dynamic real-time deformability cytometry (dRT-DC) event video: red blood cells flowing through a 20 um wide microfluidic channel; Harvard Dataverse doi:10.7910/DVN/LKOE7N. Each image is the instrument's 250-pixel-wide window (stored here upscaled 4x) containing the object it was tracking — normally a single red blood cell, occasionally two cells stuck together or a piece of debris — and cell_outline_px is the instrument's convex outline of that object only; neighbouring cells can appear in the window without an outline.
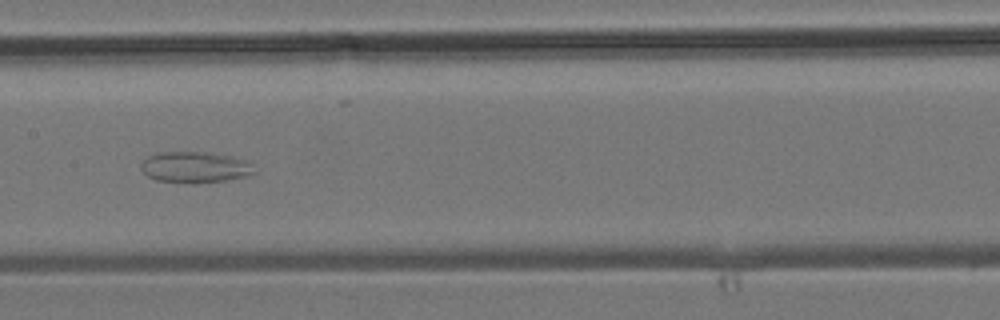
{"species": "common noctule bat (a hibernating species)", "species_latin": "Nyctalus noctula", "temperature_condition": "room temperature", "stored_images_in_passage": 41, "camera_frame_rate_fps": 3000, "um_per_image_px": 0.085, "animal": {"sex": "male", "body_mass_g": 19.2, "forearm_length_mm": 51.8}, "frame": {"image": 1, "passage_image": 18, "time_ms": 5.667, "image_size_px": [1000, 320], "cell_outline_px": [[252, 172], [244, 176], [224, 180], [156, 180], [148, 176], [140, 168], [140, 164], [148, 156], [156, 152], [200, 152], [224, 156], [248, 164]], "centroid_in_image_um": [16.38, 14.17], "position_along_channel_um": 191.0, "area_um2": 18.67}}
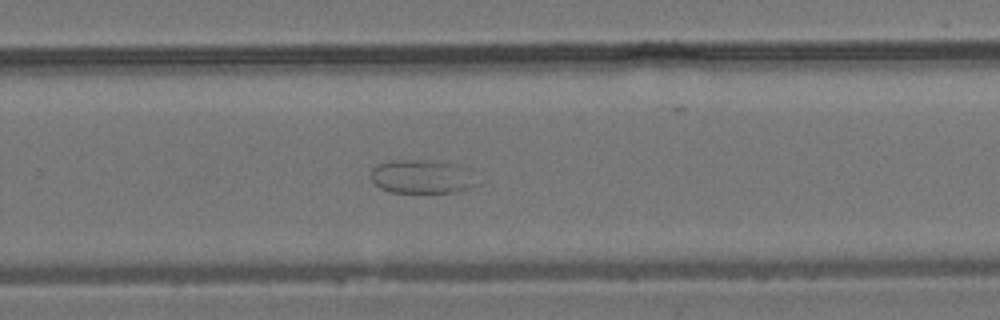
{"frame": {"image": 2, "passage_image": 25, "time_ms": 8.0, "image_size_px": [1000, 320], "cell_outline_px": [[472, 184], [464, 188], [452, 192], [392, 192], [380, 188], [372, 180], [372, 168], [376, 164], [392, 160], [424, 160], [448, 164]], "centroid_in_image_um": [35.5, 15.03], "position_along_channel_um": 294.3, "area_um2": 18.79}}
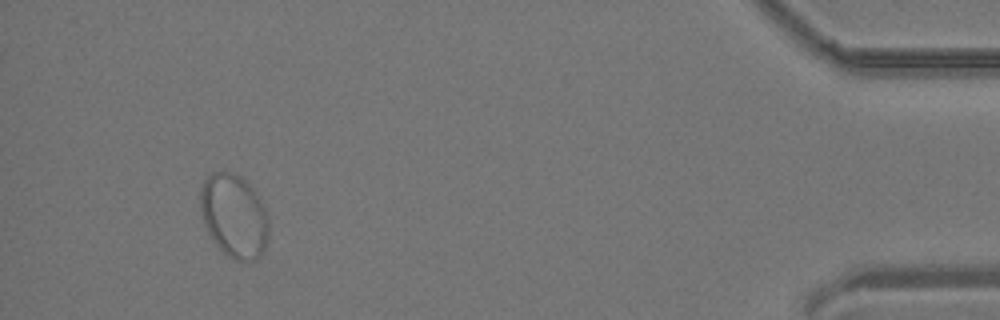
{"frame": {"image": 3, "passage_image": 38, "time_ms": 12.333, "image_size_px": [1000, 320], "cell_outline_px": [[268, 240], [264, 248], [256, 260], [236, 260], [228, 256], [216, 244], [208, 232], [204, 224], [200, 208], [200, 188], [204, 180], [212, 172], [232, 172], [240, 176], [252, 188], [260, 200], [264, 208], [268, 220]], "centroid_in_image_um": [19.88, 18.34], "position_along_channel_um": 415.3, "area_um2": 33.0}}